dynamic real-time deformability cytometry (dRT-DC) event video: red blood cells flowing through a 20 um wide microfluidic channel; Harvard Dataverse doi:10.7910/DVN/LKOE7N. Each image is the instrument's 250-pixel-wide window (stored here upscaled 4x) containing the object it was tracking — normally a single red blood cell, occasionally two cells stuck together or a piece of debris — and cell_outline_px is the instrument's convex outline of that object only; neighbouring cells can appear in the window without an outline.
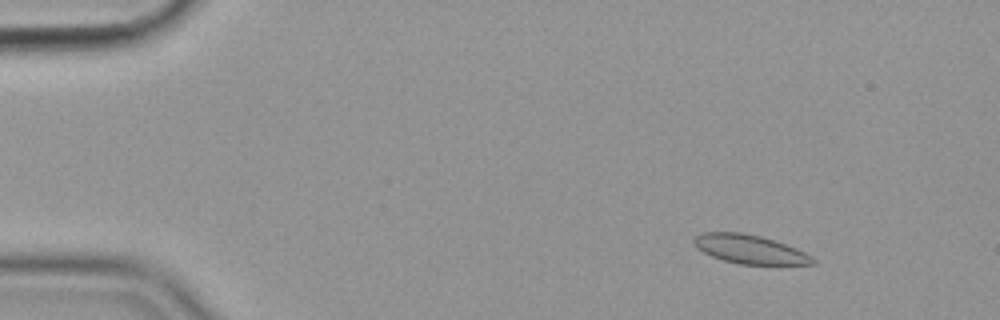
{"species": "common noctule bat (a hibernating species)", "species_latin": "Nyctalus noctula", "temperature_condition": "cold", "stored_images_in_passage": 57, "camera_frame_rate_fps": 3000, "um_per_image_px": 0.085, "animal": {"sex": "female", "body_mass_g": 19.9}, "frame": {"image": 1, "passage_image": 7, "time_ms": 2.0, "image_size_px": [1000, 320], "cell_outline_px": [[816, 264], [776, 268], [740, 264], [724, 260], [712, 256], [696, 248], [692, 240], [696, 236], [704, 232], [740, 232], [760, 236], [796, 248], [812, 256], [816, 260]], "centroid_in_image_um": [63.84, 21.26], "position_along_channel_um": 21.2, "area_um2": 20.81}}
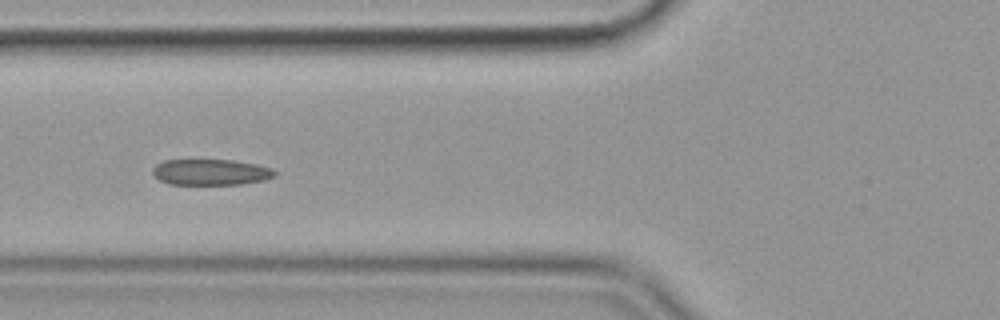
{"frame": {"image": 2, "passage_image": 22, "time_ms": 7.0, "image_size_px": [1000, 320], "cell_outline_px": [[276, 176], [264, 180], [240, 184], [168, 184], [160, 180], [152, 172], [152, 168], [156, 164], [164, 160], [232, 160], [256, 164], [272, 168], [276, 172]], "centroid_in_image_um": [17.92, 14.63], "position_along_channel_um": 107.9, "area_um2": 18.44}}
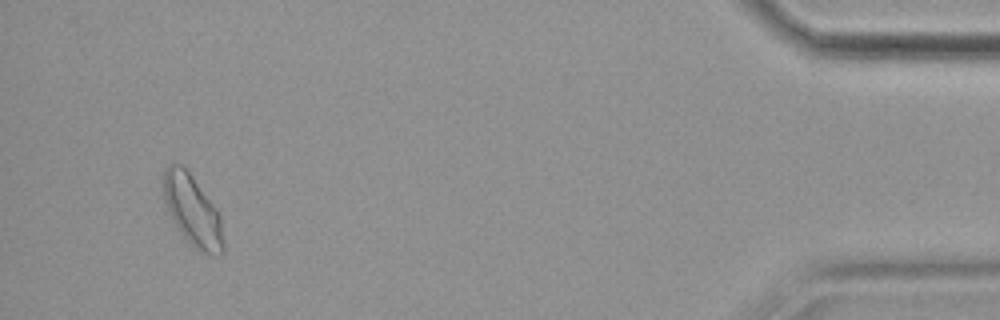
{"frame": {"image": 3, "passage_image": 54, "time_ms": 17.667, "image_size_px": [1000, 320], "cell_outline_px": [[224, 252], [220, 256], [212, 256], [200, 252], [176, 228], [164, 200], [164, 168], [168, 164], [184, 164], [216, 208], [220, 216], [224, 244]], "centroid_in_image_um": [16.38, 17.91], "position_along_channel_um": 418.8, "area_um2": 24.8}, "authors_computed_cell_mechanics": {"area_um2": 19.9988, "velocity_mm_per_s": 3.5591, "shape_relaxation_time_tau1_ms": 3.3095, "shape_relaxation_time_tau2_ms": 1.2997, "deformation_change_tau1": 0.0926, "deformation_change_tau2": 0.0698}}